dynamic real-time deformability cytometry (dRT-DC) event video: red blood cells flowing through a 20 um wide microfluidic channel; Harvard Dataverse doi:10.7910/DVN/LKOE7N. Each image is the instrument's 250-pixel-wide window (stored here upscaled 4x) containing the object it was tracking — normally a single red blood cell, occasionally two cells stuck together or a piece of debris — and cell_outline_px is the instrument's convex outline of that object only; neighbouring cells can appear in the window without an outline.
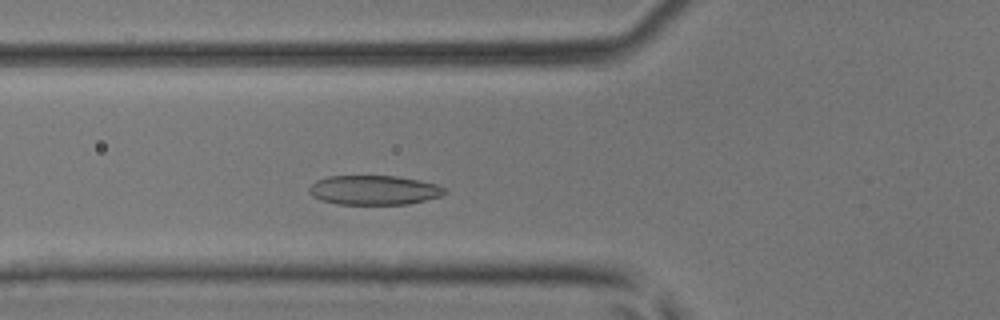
{"species": "common noctule bat (a hibernating species)", "species_latin": "Nyctalus noctula", "temperature_condition": "room temperature", "stored_images_in_passage": 43, "camera_frame_rate_fps": 3000, "um_per_image_px": 0.085, "animal": {"sex": "male", "body_mass_g": 17.9, "forearm_length_mm": 54.2}, "frame": {"image": 1, "passage_image": 12, "time_ms": 3.667, "image_size_px": [1000, 320], "cell_outline_px": [[448, 192], [440, 196], [408, 204], [336, 204], [320, 200], [312, 196], [308, 192], [308, 188], [316, 180], [328, 176], [396, 176], [420, 180], [436, 184], [444, 188]], "centroid_in_image_um": [31.76, 16.16], "position_along_channel_um": 94.0, "area_um2": 23.29}}
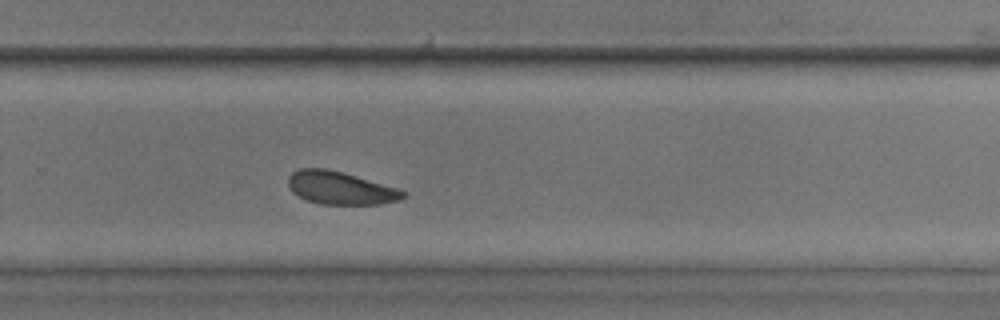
{"frame": {"image": 2, "passage_image": 27, "time_ms": 8.667, "image_size_px": [1000, 320], "cell_outline_px": [[408, 192], [404, 196], [396, 200], [380, 204], [320, 204], [308, 200], [292, 192], [288, 184], [288, 176], [292, 172], [300, 168], [324, 168], [340, 172], [396, 188]], "centroid_in_image_um": [28.88, 15.98], "position_along_channel_um": 300.9, "area_um2": 21.5}}
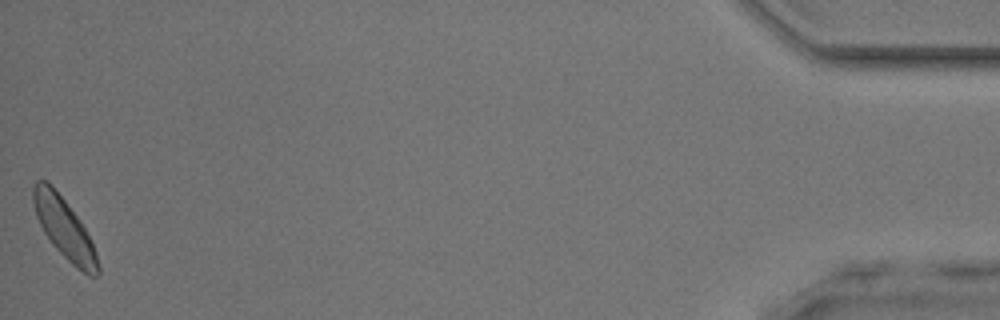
{"frame": {"image": 3, "passage_image": 43, "time_ms": 14.0, "image_size_px": [1000, 320], "cell_outline_px": [[100, 272], [96, 276], [88, 276], [76, 268], [52, 244], [44, 232], [36, 216], [32, 200], [32, 188], [36, 180], [48, 180], [52, 184], [80, 220], [96, 252], [100, 268]], "centroid_in_image_um": [5.45, 19.39], "position_along_channel_um": 429.8, "area_um2": 22.72}, "authors_computed_cell_mechanics": {"area_um2": 22.3108, "velocity_mm_per_s": 4.1529, "shape_relaxation_time_tau1_ms": 2.6818, "shape_relaxation_time_tau2_ms": 3.0286, "deformation_change_tau1": 0.104, "deformation_change_tau2": 0.0875}}